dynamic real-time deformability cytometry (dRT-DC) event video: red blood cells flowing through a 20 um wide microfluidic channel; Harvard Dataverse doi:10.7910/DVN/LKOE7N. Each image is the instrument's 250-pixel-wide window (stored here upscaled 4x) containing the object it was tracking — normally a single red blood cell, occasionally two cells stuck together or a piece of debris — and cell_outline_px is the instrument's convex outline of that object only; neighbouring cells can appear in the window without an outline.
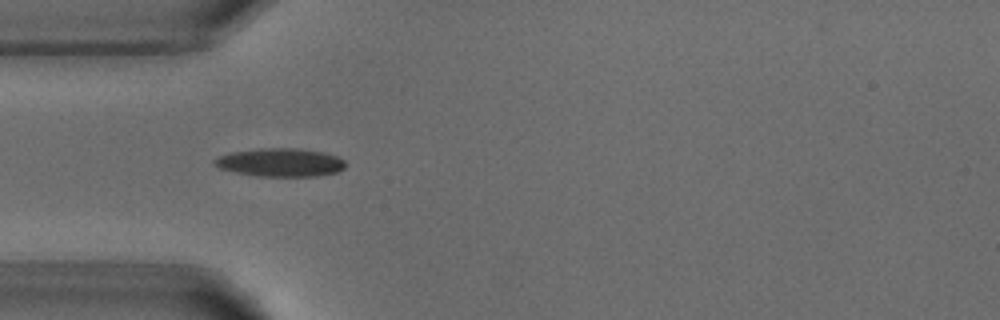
{"species": "common noctule bat (a hibernating species)", "species_latin": "Nyctalus noctula", "temperature_condition": "warm", "stored_images_in_passage": 5, "camera_frame_rate_fps": 3000, "um_per_image_px": 0.085, "animal": {"sex": "male", "body_mass_g": 18.8}, "frame": {"image": 1, "passage_image": 4, "time_ms": 3.667, "image_size_px": [1000, 320], "cell_outline_px": [[344, 168], [336, 172], [316, 176], [256, 176], [236, 172], [220, 168], [212, 164], [212, 160], [228, 152], [260, 148], [300, 148], [324, 152], [336, 156], [344, 160]], "centroid_in_image_um": [23.79, 13.79], "position_along_channel_um": 61.2, "area_um2": 21.68}}